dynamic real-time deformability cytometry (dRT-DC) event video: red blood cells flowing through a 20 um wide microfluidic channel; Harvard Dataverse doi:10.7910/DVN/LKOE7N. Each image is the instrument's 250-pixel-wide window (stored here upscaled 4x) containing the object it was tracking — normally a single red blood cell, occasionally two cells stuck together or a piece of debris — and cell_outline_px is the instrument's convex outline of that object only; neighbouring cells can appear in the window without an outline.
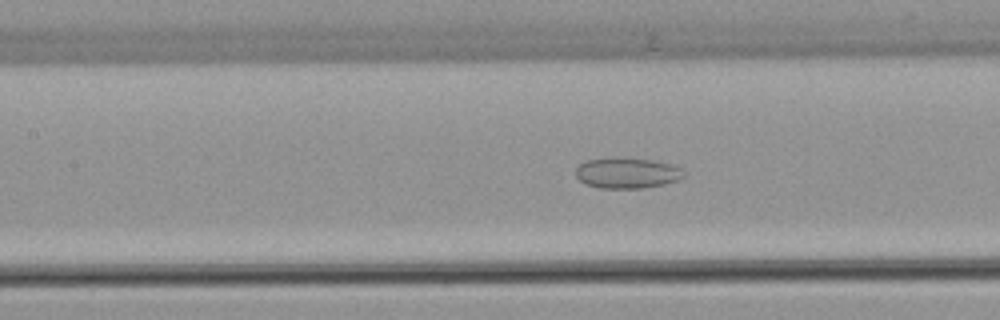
{"species": "common noctule bat (a hibernating species)", "species_latin": "Nyctalus noctula", "temperature_condition": "warm", "stored_images_in_passage": 54, "camera_frame_rate_fps": 3000, "um_per_image_px": 0.085, "animal": {"sex": "female", "body_mass_g": 22.7, "forearm_length_mm": 54.2}, "frame": {"image": 1, "passage_image": 24, "time_ms": 7.667, "image_size_px": [1000, 320], "cell_outline_px": [[684, 176], [676, 180], [664, 184], [640, 188], [600, 188], [584, 184], [576, 176], [576, 168], [584, 160], [612, 156], [620, 156], [656, 160], [672, 164], [680, 168], [684, 172]], "centroid_in_image_um": [53.26, 14.67], "position_along_channel_um": 154.1, "area_um2": 19.77}}
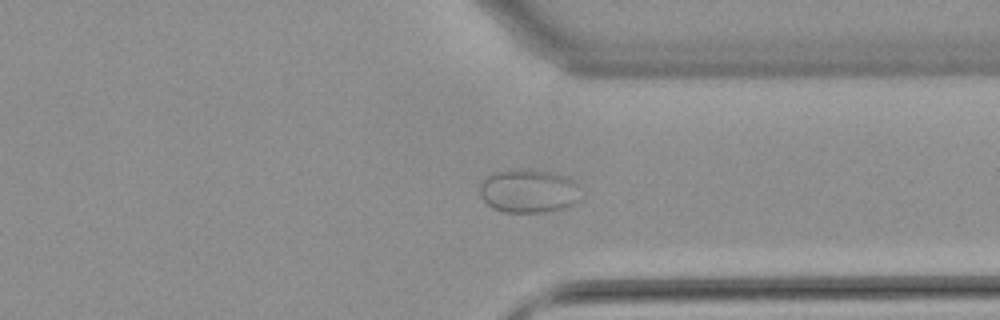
{"frame": {"image": 2, "passage_image": 41, "time_ms": 13.333, "image_size_px": [1000, 320], "cell_outline_px": [[576, 200], [572, 204], [564, 208], [544, 212], [504, 212], [492, 208], [480, 196], [480, 180], [484, 176], [492, 172], [528, 168], [532, 168], [556, 172], [568, 176], [576, 184]], "centroid_in_image_um": [44.85, 16.2], "position_along_channel_um": 366.5, "area_um2": 25.84}}
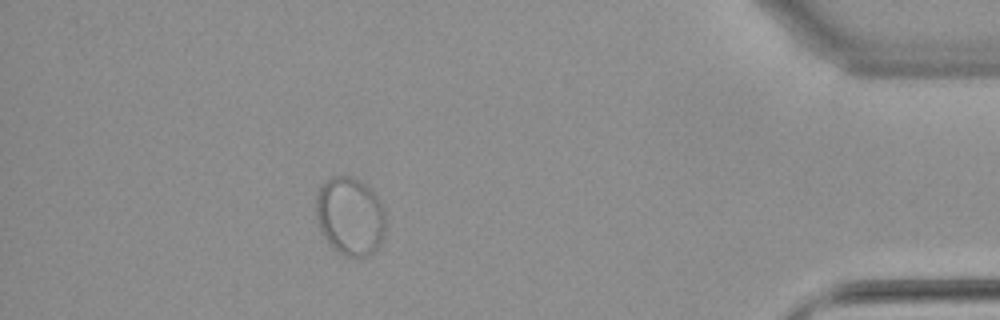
{"frame": {"image": 3, "passage_image": 48, "time_ms": 15.667, "image_size_px": [1000, 320], "cell_outline_px": [[384, 232], [380, 244], [368, 256], [348, 256], [336, 252], [332, 248], [324, 236], [320, 228], [316, 216], [316, 196], [320, 188], [332, 176], [352, 176], [360, 180], [380, 200], [384, 208]], "centroid_in_image_um": [29.75, 18.38], "position_along_channel_um": 405.5, "area_um2": 31.5}}